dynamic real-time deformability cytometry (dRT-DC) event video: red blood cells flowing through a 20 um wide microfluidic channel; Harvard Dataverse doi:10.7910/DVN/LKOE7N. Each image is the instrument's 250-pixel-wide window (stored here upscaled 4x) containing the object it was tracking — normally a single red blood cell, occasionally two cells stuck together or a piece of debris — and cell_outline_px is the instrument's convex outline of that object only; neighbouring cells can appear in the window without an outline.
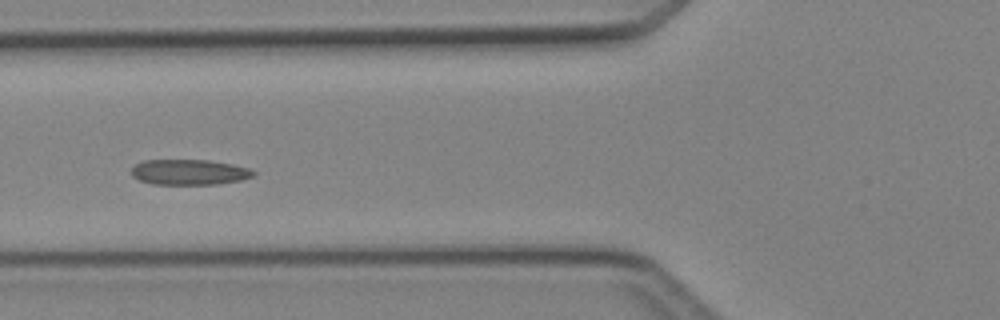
{"species": "Egyptian fruit bat (a non-hibernating species)", "species_latin": "Rousettus aegyptiacus", "temperature_condition": "cold", "stored_images_in_passage": 5, "camera_frame_rate_fps": 3000, "um_per_image_px": 0.085, "animal": {"sex": "female"}, "frame": {"image": 1, "passage_image": 5, "time_ms": 4.667, "image_size_px": [1000, 320], "cell_outline_px": [[256, 172], [252, 176], [240, 180], [216, 184], [152, 184], [140, 180], [132, 176], [132, 168], [136, 164], [144, 160], [208, 160], [232, 164], [248, 168]], "centroid_in_image_um": [16.07, 14.63], "position_along_channel_um": 109.7, "area_um2": 17.92}}